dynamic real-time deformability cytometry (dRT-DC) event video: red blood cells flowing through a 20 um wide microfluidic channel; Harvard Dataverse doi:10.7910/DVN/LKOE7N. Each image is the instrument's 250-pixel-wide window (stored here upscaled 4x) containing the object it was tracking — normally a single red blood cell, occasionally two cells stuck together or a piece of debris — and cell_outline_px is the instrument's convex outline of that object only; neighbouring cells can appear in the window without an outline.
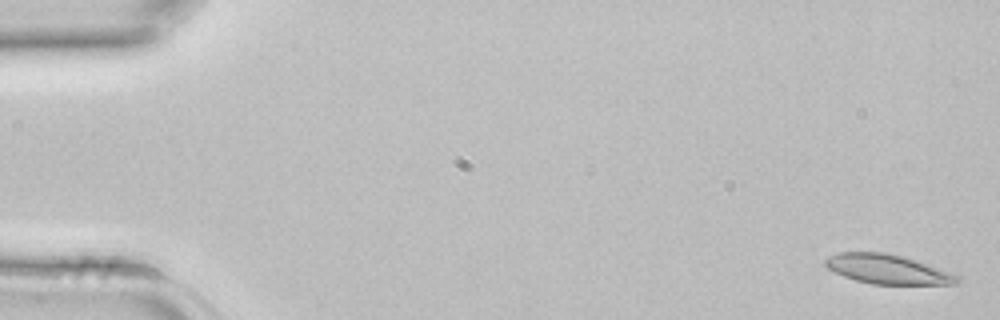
{"species": "common noctule bat (a hibernating species)", "species_latin": "Nyctalus noctula", "temperature_condition": "room temperature", "stored_images_in_passage": 43, "camera_frame_rate_fps": 3000, "um_per_image_px": 0.085, "animal": {"sex": "female", "body_mass_g": 22.7, "forearm_length_mm": 54.2}, "frame": {"image": 1, "passage_image": 1, "time_ms": 0.0, "image_size_px": [1000, 320], "cell_outline_px": [[960, 280], [956, 284], [872, 284], [856, 280], [844, 276], [828, 268], [824, 264], [824, 260], [828, 256], [836, 252], [884, 252], [904, 256], [916, 260], [960, 276]], "centroid_in_image_um": [75.42, 22.87], "position_along_channel_um": 9.6, "area_um2": 22.54}}
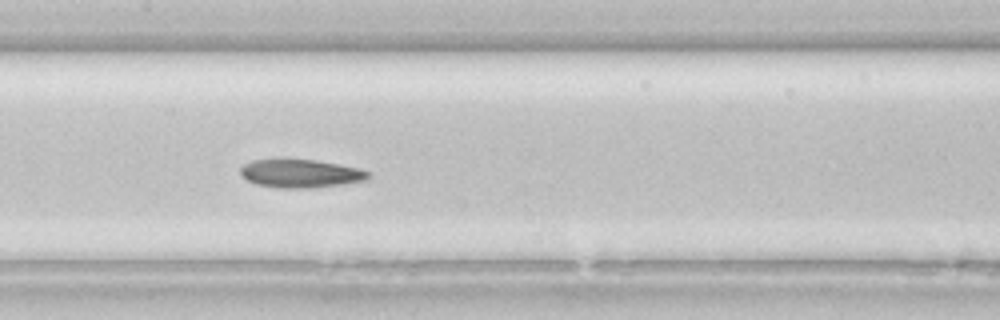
{"frame": {"image": 2, "passage_image": 21, "time_ms": 6.667, "image_size_px": [1000, 320], "cell_outline_px": [[368, 180], [312, 188], [280, 188], [256, 184], [240, 176], [240, 168], [244, 164], [252, 160], [280, 156], [284, 156], [316, 160], [360, 168], [368, 172]], "centroid_in_image_um": [25.46, 14.7], "position_along_channel_um": 181.9, "area_um2": 21.85}}
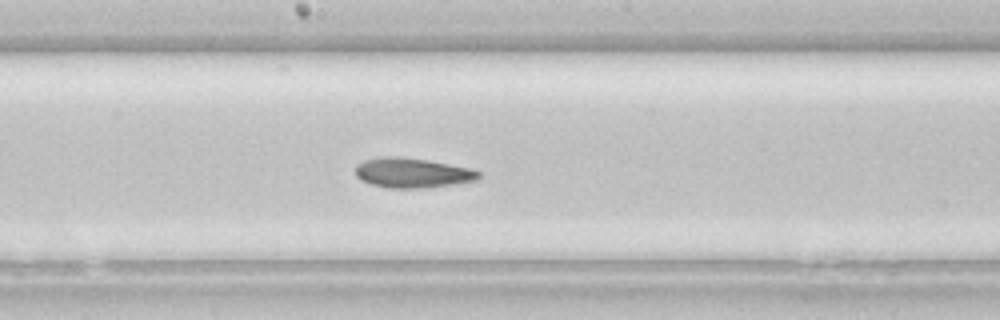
{"frame": {"image": 3, "passage_image": 23, "time_ms": 7.333, "image_size_px": [1000, 320], "cell_outline_px": [[480, 176], [476, 180], [452, 184], [424, 188], [388, 188], [372, 184], [360, 180], [356, 176], [356, 164], [364, 160], [384, 156], [396, 156], [428, 160], [468, 168], [480, 172]], "centroid_in_image_um": [35.0, 14.69], "position_along_channel_um": 213.2, "area_um2": 21.27}}